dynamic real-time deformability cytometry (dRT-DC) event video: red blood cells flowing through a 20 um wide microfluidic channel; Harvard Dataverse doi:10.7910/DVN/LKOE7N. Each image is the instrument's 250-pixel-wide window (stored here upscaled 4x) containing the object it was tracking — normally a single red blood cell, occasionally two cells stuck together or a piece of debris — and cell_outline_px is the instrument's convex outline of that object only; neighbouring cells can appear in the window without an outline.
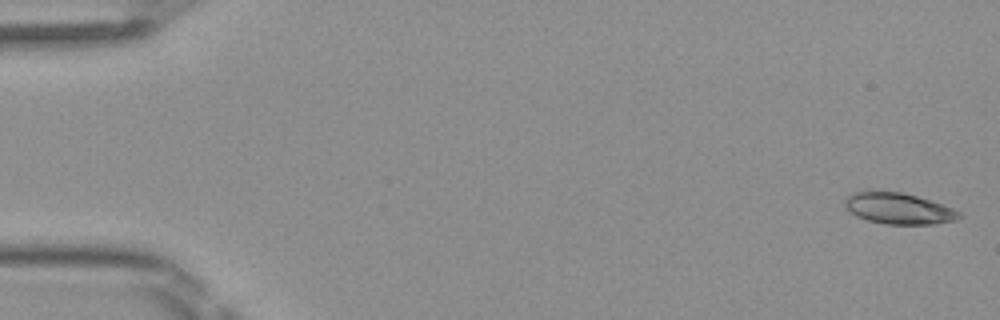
{"species": "Egyptian fruit bat (a non-hibernating species)", "species_latin": "Rousettus aegyptiacus", "temperature_condition": "room temperature", "stored_images_in_passage": 49, "camera_frame_rate_fps": 3000, "um_per_image_px": 0.085, "frame": {"image": 1, "passage_image": 1, "time_ms": 0.0, "image_size_px": [1000, 320], "cell_outline_px": [[964, 216], [956, 220], [936, 224], [884, 224], [868, 220], [856, 216], [848, 212], [844, 204], [844, 200], [852, 192], [868, 188], [904, 192], [952, 208], [960, 212]], "centroid_in_image_um": [76.3, 17.69], "position_along_channel_um": 8.7, "area_um2": 21.39}}
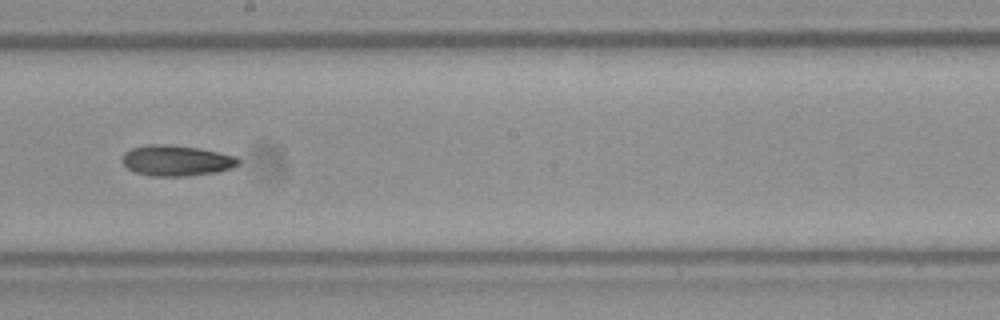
{"frame": {"image": 2, "passage_image": 28, "time_ms": 9.0, "image_size_px": [1000, 320], "cell_outline_px": [[240, 164], [232, 168], [216, 172], [188, 176], [148, 176], [136, 172], [128, 168], [120, 160], [124, 152], [132, 148], [148, 144], [168, 144], [200, 148], [236, 156], [240, 160]], "centroid_in_image_um": [14.99, 13.64], "position_along_channel_um": 233.2, "area_um2": 20.98}}
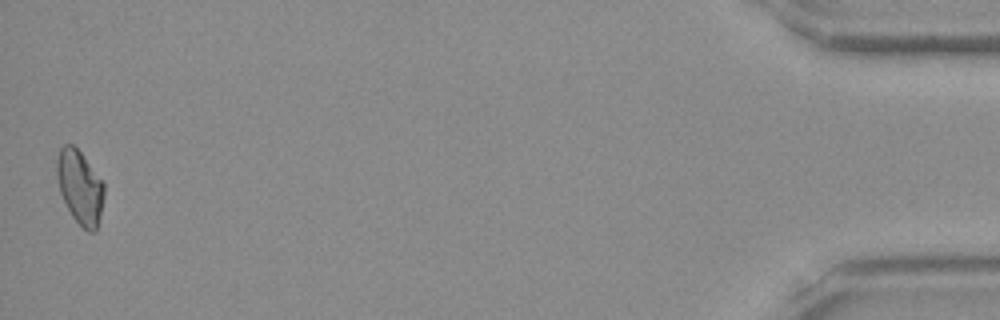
{"frame": {"image": 3, "passage_image": 49, "time_ms": 16.0, "image_size_px": [1000, 320], "cell_outline_px": [[104, 196], [100, 216], [96, 232], [88, 232], [72, 216], [60, 192], [56, 176], [56, 160], [60, 148], [64, 144], [72, 144], [80, 152], [104, 184]], "centroid_in_image_um": [6.78, 15.91], "position_along_channel_um": 428.4, "area_um2": 20.06}, "authors_computed_cell_mechanics": {"area_um2": 20.3456, "velocity_mm_per_s": 4.0947, "shape_relaxation_time_tau1_ms": 7.433, "shape_relaxation_time_tau2_ms": 4.2581, "deformation_change_tau1": 0.1459, "deformation_change_tau2": 0.1044}}